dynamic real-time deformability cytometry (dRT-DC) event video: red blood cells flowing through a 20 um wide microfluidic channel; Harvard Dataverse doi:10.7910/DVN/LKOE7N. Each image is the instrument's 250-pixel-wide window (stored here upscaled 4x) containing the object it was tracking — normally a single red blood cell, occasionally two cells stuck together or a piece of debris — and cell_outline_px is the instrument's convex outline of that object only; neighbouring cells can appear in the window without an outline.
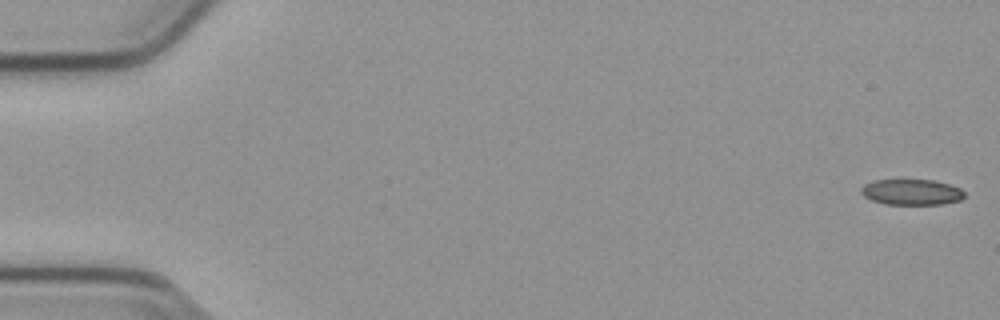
{"species": "common noctule bat (a hibernating species)", "species_latin": "Nyctalus noctula", "temperature_condition": "cold", "stored_images_in_passage": 50, "camera_frame_rate_fps": 3000, "um_per_image_px": 0.085, "animal": {"sex": "male", "body_mass_g": 23.1, "forearm_length_mm": 52.7}, "frame": {"image": 1, "passage_image": 1, "time_ms": 0.0, "image_size_px": [1000, 320], "cell_outline_px": [[964, 196], [960, 200], [940, 204], [884, 204], [872, 200], [864, 196], [860, 192], [860, 188], [864, 184], [872, 180], [936, 180], [960, 188], [964, 192]], "centroid_in_image_um": [77.45, 16.32], "position_along_channel_um": 7.6, "area_um2": 15.49}}
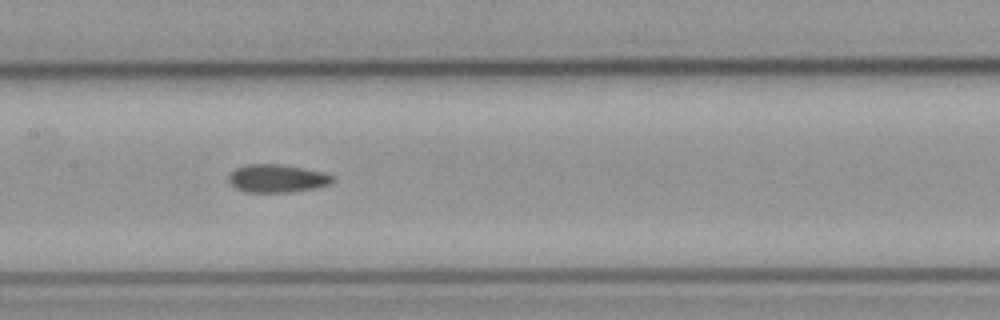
{"frame": {"image": 2, "passage_image": 27, "time_ms": 8.667, "image_size_px": [1000, 320], "cell_outline_px": [[336, 180], [332, 184], [316, 188], [288, 192], [244, 192], [236, 188], [228, 180], [228, 176], [236, 168], [248, 164], [280, 164], [324, 172], [336, 176]], "centroid_in_image_um": [23.61, 15.17], "position_along_channel_um": 183.8, "area_um2": 17.11}}
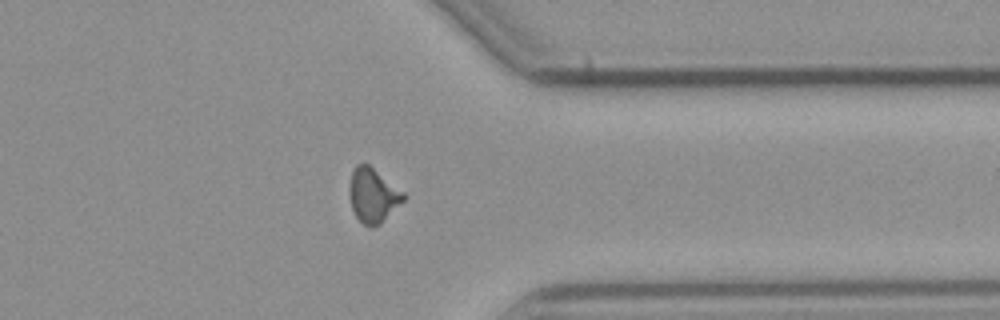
{"frame": {"image": 3, "passage_image": 43, "time_ms": 14.0, "image_size_px": [1000, 320], "cell_outline_px": [[408, 196], [380, 224], [372, 228], [364, 224], [356, 216], [352, 208], [348, 192], [348, 188], [352, 172], [356, 164], [368, 164], [404, 192]], "centroid_in_image_um": [31.7, 16.61], "position_along_channel_um": 379.7, "area_um2": 17.05}}